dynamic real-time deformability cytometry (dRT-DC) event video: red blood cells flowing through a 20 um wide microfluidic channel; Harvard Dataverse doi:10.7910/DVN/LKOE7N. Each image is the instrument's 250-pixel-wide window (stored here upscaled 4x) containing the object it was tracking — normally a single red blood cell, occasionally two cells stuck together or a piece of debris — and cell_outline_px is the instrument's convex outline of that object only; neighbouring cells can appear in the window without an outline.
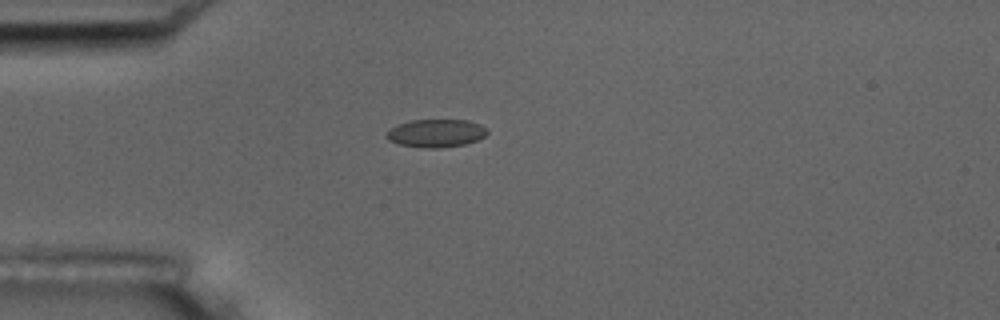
{"species": "common noctule bat (a hibernating species)", "species_latin": "Nyctalus noctula", "temperature_condition": "room temperature", "stored_images_in_passage": 1, "camera_frame_rate_fps": 3000, "um_per_image_px": 0.085, "animal": {"sex": "male", "body_mass_g": 17.5, "forearm_length_mm": 52.3}, "frame": {"image": 1, "passage_image": 1, "time_ms": 0.0, "image_size_px": [1000, 320], "cell_outline_px": [[488, 132], [484, 136], [476, 140], [464, 144], [440, 148], [424, 148], [396, 144], [388, 140], [388, 132], [392, 128], [400, 124], [412, 120], [468, 120], [480, 124], [488, 128]], "centroid_in_image_um": [37.09, 11.33], "position_along_channel_um": 47.9, "area_um2": 16.3}}